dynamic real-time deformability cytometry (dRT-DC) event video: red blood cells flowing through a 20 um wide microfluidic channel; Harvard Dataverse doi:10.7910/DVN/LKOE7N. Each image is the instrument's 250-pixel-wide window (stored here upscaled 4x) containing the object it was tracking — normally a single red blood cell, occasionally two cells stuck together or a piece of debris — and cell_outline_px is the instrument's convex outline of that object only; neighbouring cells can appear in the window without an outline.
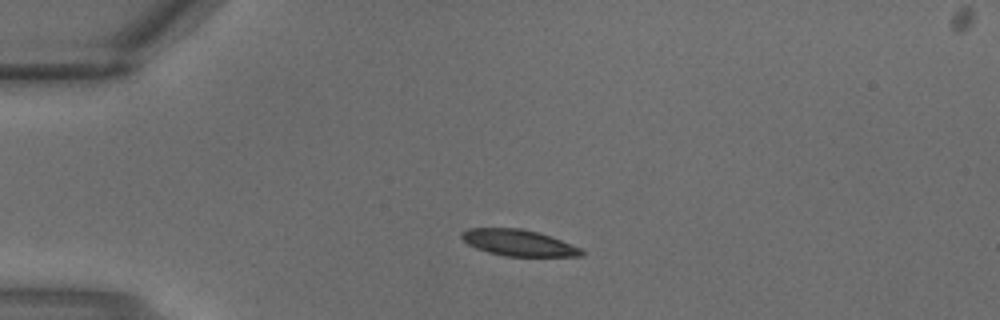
{"species": "common noctule bat (a hibernating species)", "species_latin": "Nyctalus noctula", "temperature_condition": "warm", "stored_images_in_passage": 2, "camera_frame_rate_fps": 3000, "um_per_image_px": 0.085, "animal": {"sex": "male", "body_mass_g": 18.8}, "frame": {"image": 1, "passage_image": 1, "time_ms": 0.0, "image_size_px": [1000, 320], "cell_outline_px": [[584, 256], [508, 256], [488, 252], [476, 248], [468, 244], [460, 236], [460, 232], [468, 228], [520, 228], [552, 236], [580, 248], [584, 252]], "centroid_in_image_um": [44.06, 20.63], "position_along_channel_um": 40.9, "area_um2": 18.26}}
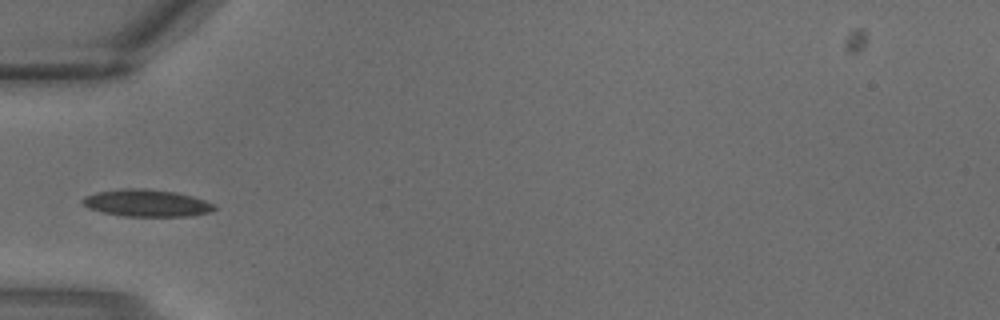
{"frame": {"image": 2, "passage_image": 2, "time_ms": 0.333, "image_size_px": [1000, 320], "cell_outline_px": [[216, 208], [212, 212], [192, 216], [124, 216], [100, 212], [88, 208], [80, 200], [84, 196], [96, 192], [120, 188], [144, 188], [176, 192], [192, 196], [216, 204]], "centroid_in_image_um": [12.46, 17.26], "position_along_channel_um": 72.5, "area_um2": 21.1}}